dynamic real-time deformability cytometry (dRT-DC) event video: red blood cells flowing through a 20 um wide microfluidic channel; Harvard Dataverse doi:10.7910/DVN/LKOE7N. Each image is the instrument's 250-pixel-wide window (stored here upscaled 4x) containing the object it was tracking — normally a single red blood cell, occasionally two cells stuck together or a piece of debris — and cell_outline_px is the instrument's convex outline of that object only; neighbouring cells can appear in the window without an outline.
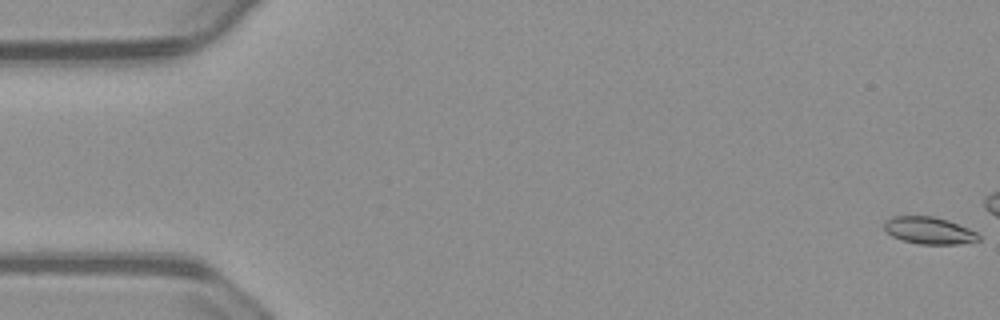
{"species": "common noctule bat (a hibernating species)", "species_latin": "Nyctalus noctula", "temperature_condition": "warm", "stored_images_in_passage": 57, "camera_frame_rate_fps": 3000, "um_per_image_px": 0.085, "animal": {"sex": "male", "body_mass_g": 23.1, "forearm_length_mm": 52.7}, "frame": {"image": 1, "passage_image": 1, "time_ms": 0.0, "image_size_px": [1000, 320], "cell_outline_px": [[980, 240], [956, 244], [920, 244], [904, 240], [892, 236], [884, 228], [884, 224], [892, 216], [932, 216], [948, 220], [968, 228], [976, 232], [980, 236]], "centroid_in_image_um": [78.99, 19.59], "position_along_channel_um": 6.0, "area_um2": 14.68}}
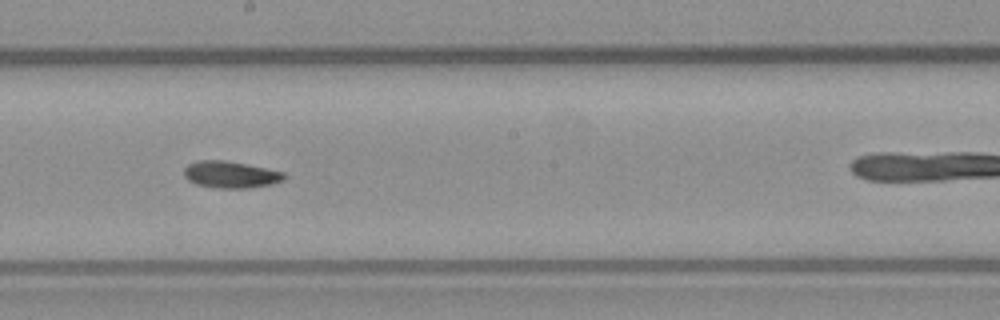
{"frame": {"image": 2, "passage_image": 31, "time_ms": 10.0, "image_size_px": [1000, 320], "cell_outline_px": [[288, 176], [284, 180], [272, 184], [248, 188], [216, 188], [196, 184], [188, 180], [184, 176], [184, 168], [188, 164], [200, 160], [224, 160], [248, 164], [284, 172]], "centroid_in_image_um": [19.62, 14.84], "position_along_channel_um": 228.6, "area_um2": 15.78}}
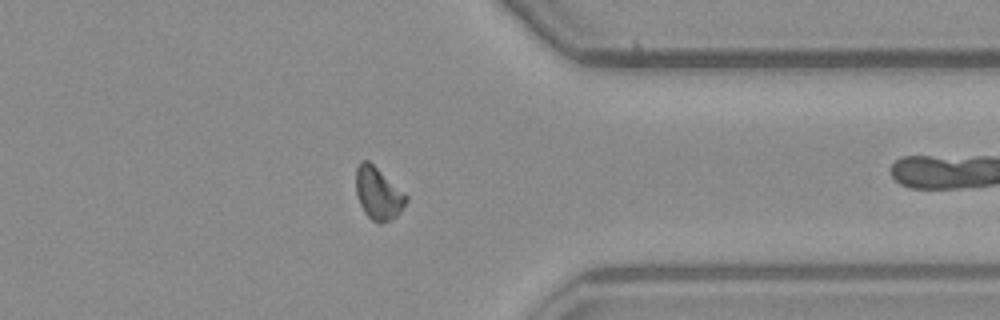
{"frame": {"image": 3, "passage_image": 44, "time_ms": 14.333, "image_size_px": [1000, 320], "cell_outline_px": [[408, 200], [400, 212], [392, 220], [380, 224], [372, 220], [364, 212], [356, 196], [356, 168], [360, 160], [368, 160], [404, 192], [408, 196]], "centroid_in_image_um": [32.14, 16.45], "position_along_channel_um": 379.3, "area_um2": 15.37}, "authors_computed_cell_mechanics": {"area_um2": 15.2592, "velocity_mm_per_s": 3.7039, "shape_relaxation_time_tau1_ms": 5.4459, "shape_relaxation_time_tau2_ms": null, "deformation_change_tau1": 0.1583, "deformation_change_tau2": null}}